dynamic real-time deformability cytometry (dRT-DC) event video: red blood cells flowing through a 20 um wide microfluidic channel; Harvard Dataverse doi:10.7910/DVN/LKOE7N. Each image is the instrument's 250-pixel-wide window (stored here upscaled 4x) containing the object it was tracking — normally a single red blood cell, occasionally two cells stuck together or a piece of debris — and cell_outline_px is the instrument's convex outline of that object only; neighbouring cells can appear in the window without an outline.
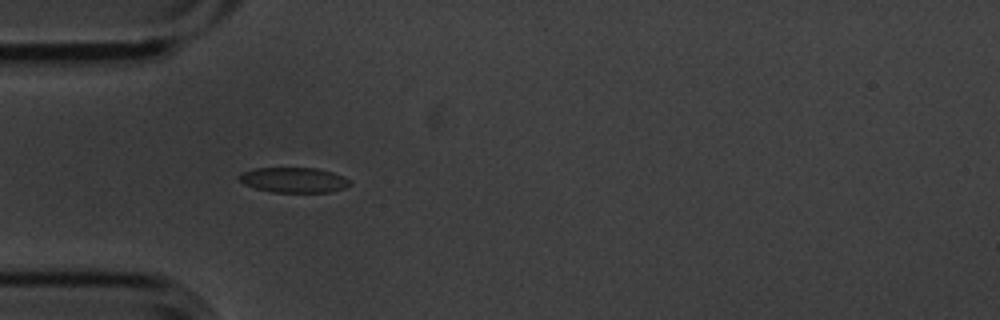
{"species": "common noctule bat (a hibernating species)", "species_latin": "Nyctalus noctula", "temperature_condition": "cold", "stored_images_in_passage": 5, "camera_frame_rate_fps": 3000, "um_per_image_px": 0.085, "animal": {"sex": "male", "body_mass_g": 20.1, "forearm_length_mm": 53.5}, "frame": {"image": 1, "passage_image": 4, "time_ms": 1.0, "image_size_px": [1000, 320], "cell_outline_px": [[352, 184], [344, 188], [332, 192], [272, 192], [256, 188], [244, 184], [236, 176], [240, 172], [256, 168], [316, 168], [332, 172], [348, 180]], "centroid_in_image_um": [24.93, 15.3], "position_along_channel_um": 60.1, "area_um2": 16.18}}
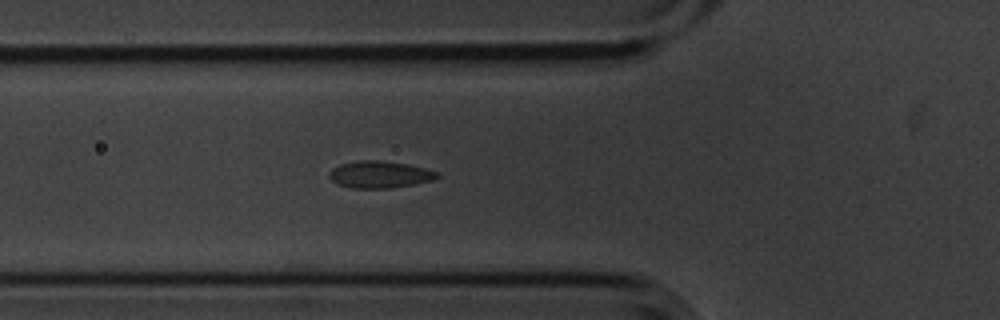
{"frame": {"image": 2, "passage_image": 5, "time_ms": 1.333, "image_size_px": [1000, 320], "cell_outline_px": [[440, 176], [432, 180], [416, 184], [392, 188], [348, 188], [336, 184], [328, 176], [328, 172], [332, 168], [340, 164], [364, 160], [376, 160], [408, 164], [440, 172]], "centroid_in_image_um": [32.27, 14.84], "position_along_channel_um": 93.5, "area_um2": 17.11}}